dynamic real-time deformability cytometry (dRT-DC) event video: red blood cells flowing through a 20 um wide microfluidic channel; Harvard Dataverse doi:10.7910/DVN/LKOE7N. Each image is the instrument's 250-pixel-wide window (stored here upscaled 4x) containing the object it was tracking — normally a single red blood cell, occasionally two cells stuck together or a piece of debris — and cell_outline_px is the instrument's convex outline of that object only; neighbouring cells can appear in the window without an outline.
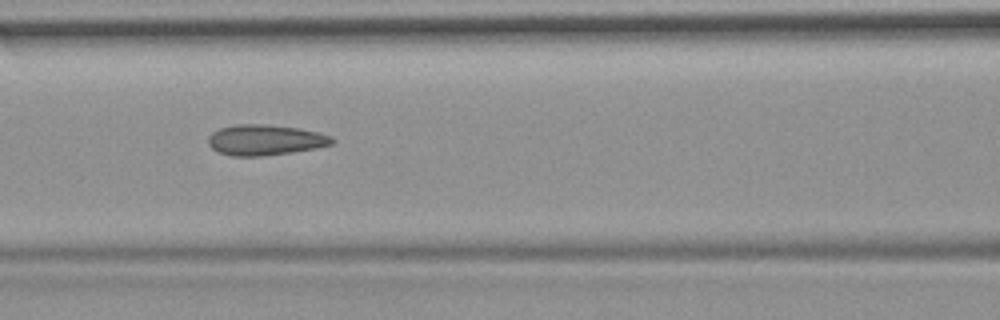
{"species": "common noctule bat (a hibernating species)", "species_latin": "Nyctalus noctula", "temperature_condition": "room temperature", "stored_images_in_passage": 7, "camera_frame_rate_fps": 3000, "um_per_image_px": 0.085, "animal": {"sex": "female", "body_mass_g": 19.9}, "frame": {"image": 1, "passage_image": 6, "time_ms": 7.0, "image_size_px": [1000, 320], "cell_outline_px": [[336, 140], [332, 144], [316, 148], [260, 156], [232, 156], [220, 152], [212, 148], [208, 144], [208, 136], [212, 132], [220, 128], [236, 124], [264, 124], [300, 128], [320, 132], [332, 136]], "centroid_in_image_um": [22.55, 11.88], "position_along_channel_um": 144.0, "area_um2": 22.08}}
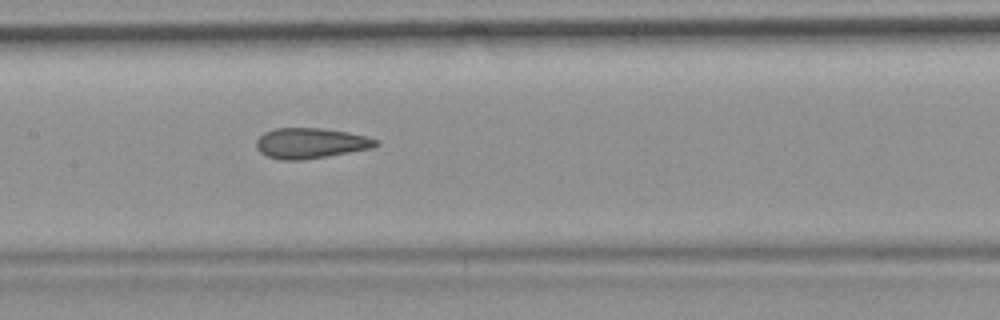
{"frame": {"image": 2, "passage_image": 7, "time_ms": 8.0, "image_size_px": [1000, 320], "cell_outline_px": [[380, 144], [372, 148], [300, 160], [280, 160], [268, 156], [260, 152], [256, 148], [256, 140], [264, 132], [276, 128], [320, 128], [348, 132], [368, 136], [376, 140]], "centroid_in_image_um": [26.38, 12.16], "position_along_channel_um": 181.0, "area_um2": 21.04}}